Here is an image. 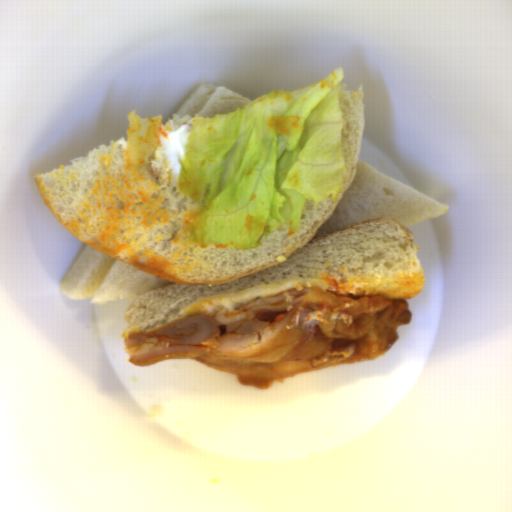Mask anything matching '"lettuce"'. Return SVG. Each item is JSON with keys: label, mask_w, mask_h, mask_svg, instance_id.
I'll list each match as a JSON object with an SVG mask.
<instances>
[{"label": "lettuce", "mask_w": 512, "mask_h": 512, "mask_svg": "<svg viewBox=\"0 0 512 512\" xmlns=\"http://www.w3.org/2000/svg\"><path fill=\"white\" fill-rule=\"evenodd\" d=\"M344 68L300 89H274L212 118H196L177 185L201 203L189 227L200 249L258 248L289 222L299 232L308 200L338 202L344 181Z\"/></svg>", "instance_id": "1"}, {"label": "lettuce", "mask_w": 512, "mask_h": 512, "mask_svg": "<svg viewBox=\"0 0 512 512\" xmlns=\"http://www.w3.org/2000/svg\"><path fill=\"white\" fill-rule=\"evenodd\" d=\"M162 115L138 116L129 113L127 133L126 165L128 168L142 167L156 149L161 131Z\"/></svg>", "instance_id": "2"}]
</instances>
